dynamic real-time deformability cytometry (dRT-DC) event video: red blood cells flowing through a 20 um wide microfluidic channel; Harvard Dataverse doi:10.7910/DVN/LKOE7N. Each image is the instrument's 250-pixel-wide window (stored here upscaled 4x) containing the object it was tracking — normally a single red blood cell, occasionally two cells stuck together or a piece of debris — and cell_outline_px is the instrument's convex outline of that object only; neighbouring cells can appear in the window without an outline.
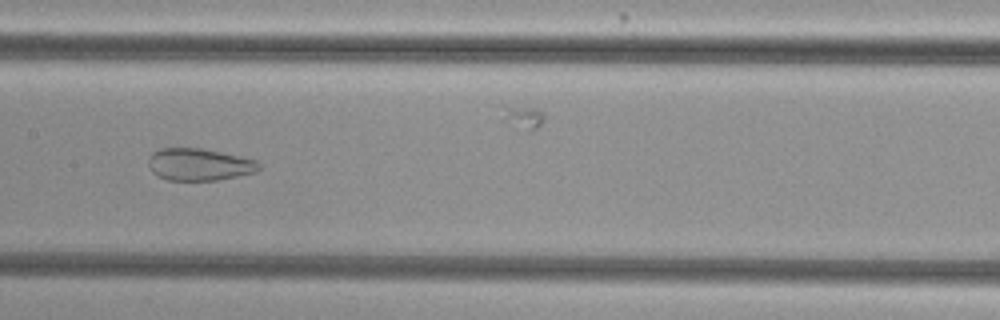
{"species": "common noctule bat (a hibernating species)", "species_latin": "Nyctalus noctula", "temperature_condition": "cold", "stored_images_in_passage": 50, "camera_frame_rate_fps": 3000, "um_per_image_px": 0.085, "animal": {"sex": "female", "body_mass_g": 29.2, "forearm_length_mm": 56.3}, "frame": {"image": 1, "passage_image": 24, "time_ms": 7.667, "image_size_px": [1000, 320], "cell_outline_px": [[260, 168], [256, 172], [216, 180], [168, 180], [156, 176], [152, 172], [148, 164], [148, 156], [152, 152], [160, 148], [200, 148], [240, 156], [256, 160], [260, 164]], "centroid_in_image_um": [16.89, 13.98], "position_along_channel_um": 190.5, "area_um2": 20.75}}
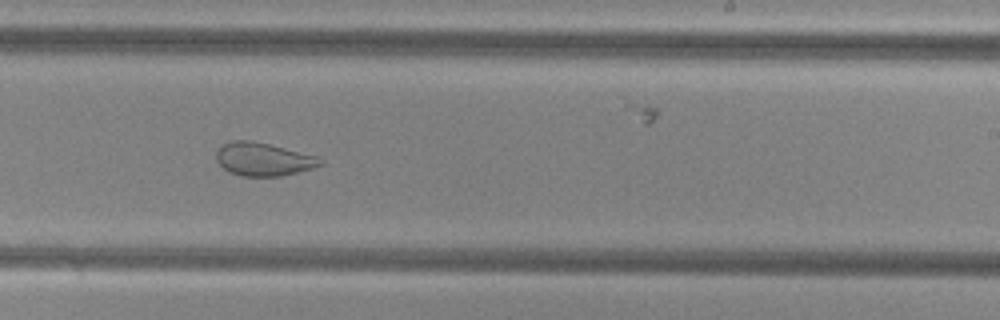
{"frame": {"image": 2, "passage_image": 30, "time_ms": 9.667, "image_size_px": [1000, 320], "cell_outline_px": [[324, 164], [312, 168], [280, 176], [240, 176], [228, 172], [216, 160], [216, 152], [224, 144], [232, 140], [252, 140], [316, 156], [324, 160]], "centroid_in_image_um": [22.37, 13.54], "position_along_channel_um": 266.6, "area_um2": 19.94}}
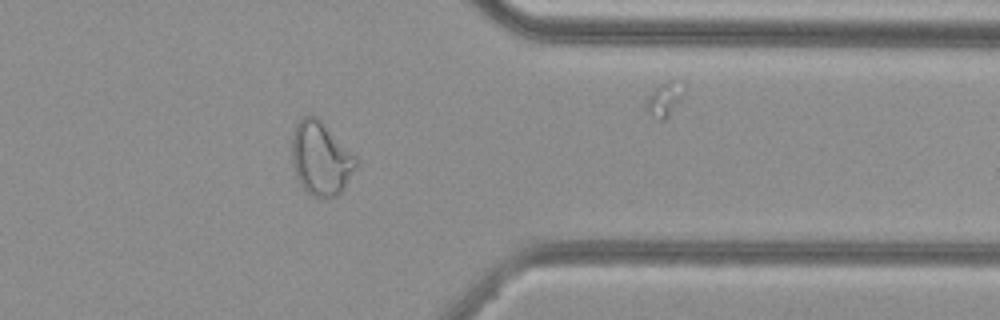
{"frame": {"image": 3, "passage_image": 40, "time_ms": 13.0, "image_size_px": [1000, 320], "cell_outline_px": [[360, 164], [344, 188], [336, 196], [312, 196], [300, 188], [296, 180], [292, 160], [292, 132], [296, 124], [304, 116], [312, 112], [360, 160]], "centroid_in_image_um": [27.27, 13.48], "position_along_channel_um": 384.1, "area_um2": 27.92}, "authors_computed_cell_mechanics": {"area_um2": 28.9, "velocity_mm_per_s": 3.8223, "shape_relaxation_time_tau1_ms": null, "shape_relaxation_time_tau2_ms": 1.5808, "deformation_change_tau1": null, "deformation_change_tau2": 0.0838}}